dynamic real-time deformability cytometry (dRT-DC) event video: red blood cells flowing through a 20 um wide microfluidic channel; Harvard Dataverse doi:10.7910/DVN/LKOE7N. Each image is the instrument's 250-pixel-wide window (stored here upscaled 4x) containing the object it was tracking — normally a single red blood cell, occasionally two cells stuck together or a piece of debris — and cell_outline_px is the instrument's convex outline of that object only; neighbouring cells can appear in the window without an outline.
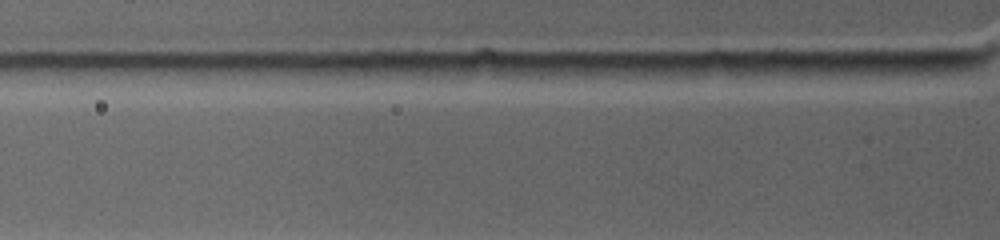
{"species": "common noctule bat (a hibernating species)", "species_latin": "Nyctalus noctula", "temperature_condition": "warm", "stored_images_in_passage": 4, "camera_frame_rate_fps": 4500, "um_per_image_px": 0.085, "animal": {"sex": "female", "body_mass_g": 19.0, "forearm_length_mm": 53.3}, "frame": {"image": 1, "passage_image": 4, "time_ms": 0.667, "image_size_px": [1000, 240], "cell_outline_px": [[948, 72], [916, 80], [856, 80], [844, 72], [852, 64], [948, 60]], "centroid_in_image_um": [76.29, 5.99], "position_along_channel_um": 49.5, "area_um2": 11.91}}